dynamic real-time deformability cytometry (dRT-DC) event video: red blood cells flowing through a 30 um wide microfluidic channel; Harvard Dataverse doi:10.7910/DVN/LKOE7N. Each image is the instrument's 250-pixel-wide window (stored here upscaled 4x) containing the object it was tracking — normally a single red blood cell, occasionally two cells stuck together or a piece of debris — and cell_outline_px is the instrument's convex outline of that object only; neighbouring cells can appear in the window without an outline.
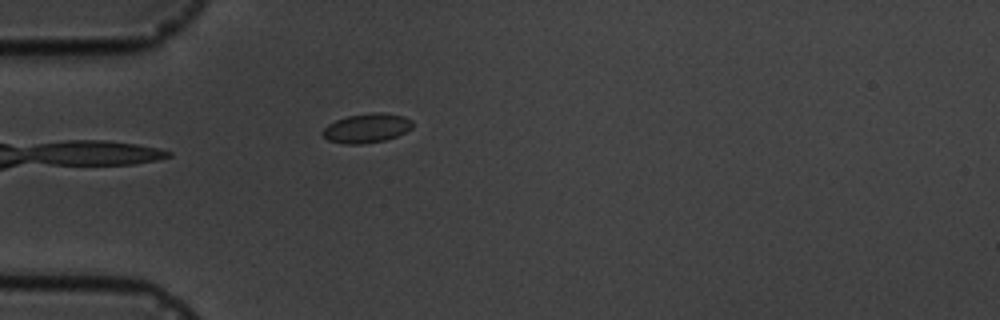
{"species": "common noctule bat (a hibernating species)", "species_latin": "Nyctalus noctula", "temperature_condition": "cold", "stored_images_in_passage": 2, "camera_frame_rate_fps": 3000, "um_per_image_px": 0.085, "animal": {"sex": "male", "body_mass_g": 19.5, "forearm_length_mm": 54.6}, "frame": {"image": 1, "passage_image": 2, "time_ms": 1.0, "image_size_px": [1000, 320], "cell_outline_px": [[412, 128], [396, 136], [384, 140], [360, 144], [344, 144], [328, 140], [320, 132], [328, 124], [336, 120], [348, 116], [372, 112], [384, 112], [404, 116], [412, 120]], "centroid_in_image_um": [31.16, 10.88], "position_along_channel_um": 53.8, "area_um2": 15.32}}